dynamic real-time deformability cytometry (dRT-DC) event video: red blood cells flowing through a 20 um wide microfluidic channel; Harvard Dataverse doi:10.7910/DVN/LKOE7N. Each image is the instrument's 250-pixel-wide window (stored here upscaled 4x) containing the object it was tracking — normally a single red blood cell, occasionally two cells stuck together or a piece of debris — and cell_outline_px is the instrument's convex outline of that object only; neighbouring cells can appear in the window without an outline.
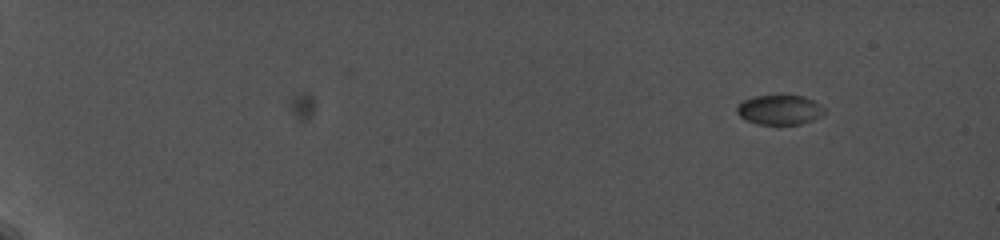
{"species": "common noctule bat (a hibernating species)", "species_latin": "Nyctalus noctula", "temperature_condition": "cold", "stored_images_in_passage": 31, "camera_frame_rate_fps": 5000, "um_per_image_px": 0.085, "animal": {"sex": "female", "body_mass_g": 19.0, "forearm_length_mm": 56.7}, "frame": {"image": 1, "passage_image": 1, "time_ms": 0.0, "image_size_px": [1000, 240], "cell_outline_px": [[824, 112], [820, 116], [812, 120], [800, 124], [756, 124], [744, 120], [736, 112], [736, 104], [740, 100], [752, 96], [780, 92], [784, 92], [804, 96], [820, 104], [824, 108]], "centroid_in_image_um": [66.19, 9.27], "position_along_channel_um": 18.8, "area_um2": 16.07}}
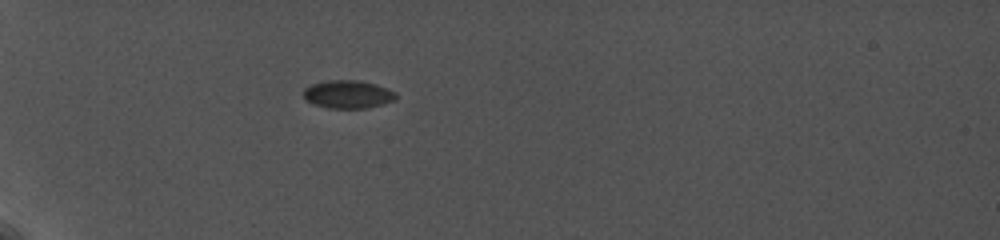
{"frame": {"image": 2, "passage_image": 15, "time_ms": 5.0, "image_size_px": [1000, 240], "cell_outline_px": [[396, 100], [364, 108], [328, 108], [312, 104], [304, 100], [304, 88], [312, 84], [328, 80], [360, 80], [376, 84], [396, 92]], "centroid_in_image_um": [29.55, 8.01], "position_along_channel_um": 55.5, "area_um2": 15.14}}
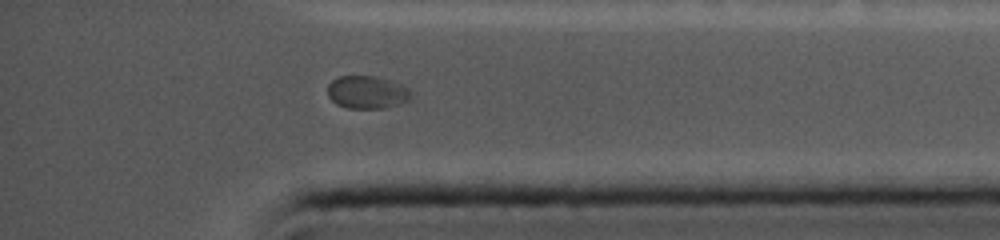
{"frame": {"image": 3, "passage_image": 31, "time_ms": 15.2, "image_size_px": [1000, 240], "cell_outline_px": [[412, 96], [408, 100], [400, 104], [384, 108], [348, 108], [336, 104], [328, 96], [328, 84], [332, 80], [340, 76], [376, 76], [400, 84], [408, 88], [412, 92]], "centroid_in_image_um": [31.2, 7.84], "position_along_channel_um": 404.0, "area_um2": 15.95}}